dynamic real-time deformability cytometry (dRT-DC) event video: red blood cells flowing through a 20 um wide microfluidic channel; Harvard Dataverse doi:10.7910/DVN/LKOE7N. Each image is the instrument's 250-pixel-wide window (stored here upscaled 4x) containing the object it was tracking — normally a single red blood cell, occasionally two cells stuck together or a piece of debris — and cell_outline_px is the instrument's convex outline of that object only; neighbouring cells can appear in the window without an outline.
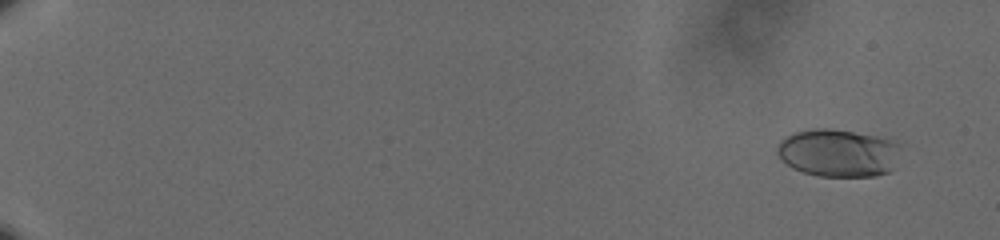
{"species": "human", "species_latin": "Homo sapiens", "temperature_condition": "cold", "stored_images_in_passage": 58, "camera_frame_rate_fps": 3000, "um_per_image_px": 0.085, "donor": {"sex": "male"}, "frame": {"image": 1, "passage_image": 1, "time_ms": 0.0, "image_size_px": [1000, 240], "cell_outline_px": [[896, 168], [888, 172], [876, 176], [816, 176], [792, 168], [780, 160], [776, 152], [776, 148], [780, 140], [796, 132], [812, 128], [832, 128], [876, 136], [888, 140], [896, 144]], "centroid_in_image_um": [71.17, 13.01], "position_along_channel_um": 13.8, "area_um2": 34.22}}
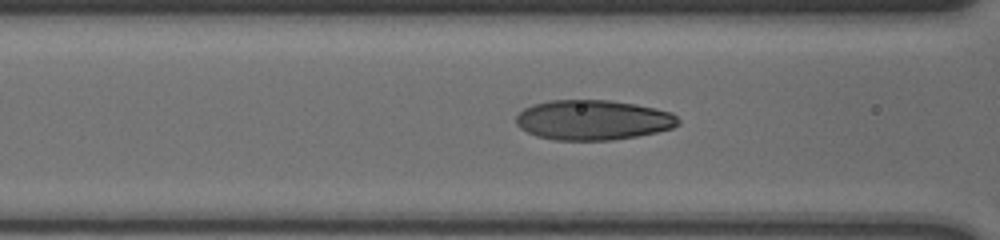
{"frame": {"image": 2, "passage_image": 26, "time_ms": 8.333, "image_size_px": [1000, 240], "cell_outline_px": [[680, 124], [672, 128], [656, 132], [636, 136], [612, 140], [552, 140], [536, 136], [520, 128], [516, 124], [516, 116], [524, 108], [532, 104], [548, 100], [608, 100], [636, 104], [656, 108], [672, 112], [680, 120]], "centroid_in_image_um": [50.4, 10.19], "position_along_channel_um": 116.2, "area_um2": 38.03}}
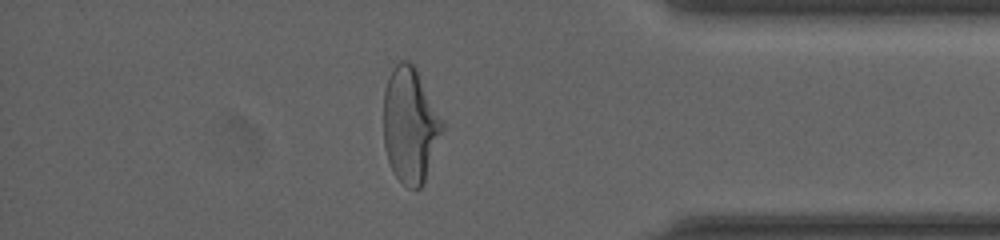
{"frame": {"image": 3, "passage_image": 51, "time_ms": 16.667, "image_size_px": [1000, 240], "cell_outline_px": [[444, 128], [424, 184], [420, 188], [408, 188], [392, 172], [384, 148], [384, 92], [392, 68], [400, 60], [408, 60], [416, 68], [444, 120]], "centroid_in_image_um": [34.88, 10.65], "position_along_channel_um": 400.3, "area_um2": 39.77}, "authors_computed_cell_mechanics": {"area_um2": 36.5874, "velocity_mm_per_s": 3.6164, "shape_relaxation_time_tau1_ms": 5.1326, "shape_relaxation_time_tau2_ms": 0.7047, "deformation_change_tau1": 0.1866, "deformation_change_tau2": 0.0624}}